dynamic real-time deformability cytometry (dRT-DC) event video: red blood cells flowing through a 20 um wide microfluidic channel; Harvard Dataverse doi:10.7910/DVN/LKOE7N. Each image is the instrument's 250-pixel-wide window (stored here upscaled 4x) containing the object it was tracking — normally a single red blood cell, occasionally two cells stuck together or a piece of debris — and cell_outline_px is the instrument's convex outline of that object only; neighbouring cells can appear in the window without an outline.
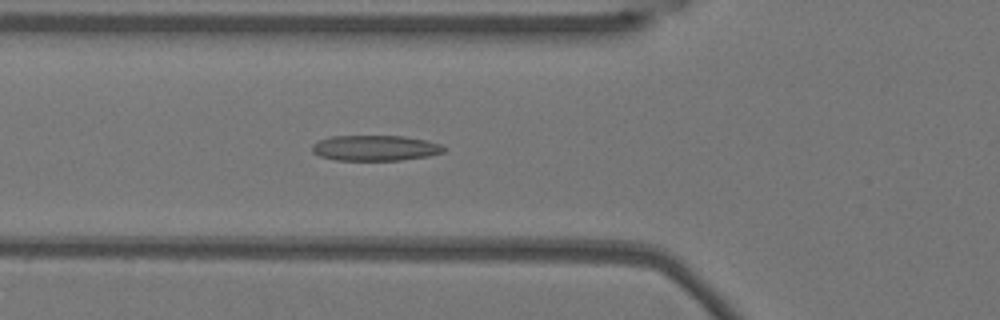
{"species": "Egyptian fruit bat (a non-hibernating species)", "species_latin": "Rousettus aegyptiacus", "temperature_condition": "warm", "stored_images_in_passage": 42, "camera_frame_rate_fps": 3000, "um_per_image_px": 0.085, "animal": {"sex": "female"}, "frame": {"image": 1, "passage_image": 8, "time_ms": 2.333, "image_size_px": [1000, 320], "cell_outline_px": [[448, 148], [444, 152], [428, 156], [400, 160], [336, 160], [320, 156], [312, 152], [312, 144], [316, 140], [332, 136], [404, 136], [428, 140], [440, 144]], "centroid_in_image_um": [31.9, 12.57], "position_along_channel_um": 93.9, "area_um2": 19.77}}
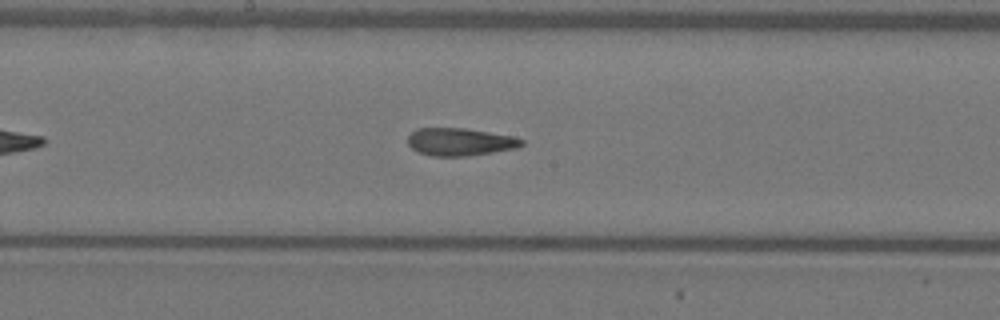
{"frame": {"image": 2, "passage_image": 17, "time_ms": 5.333, "image_size_px": [1000, 320], "cell_outline_px": [[524, 144], [516, 148], [468, 156], [432, 156], [420, 152], [412, 148], [408, 144], [408, 136], [416, 128], [464, 128], [512, 136], [524, 140]], "centroid_in_image_um": [39.09, 12.05], "position_along_channel_um": 209.1, "area_um2": 18.21}}
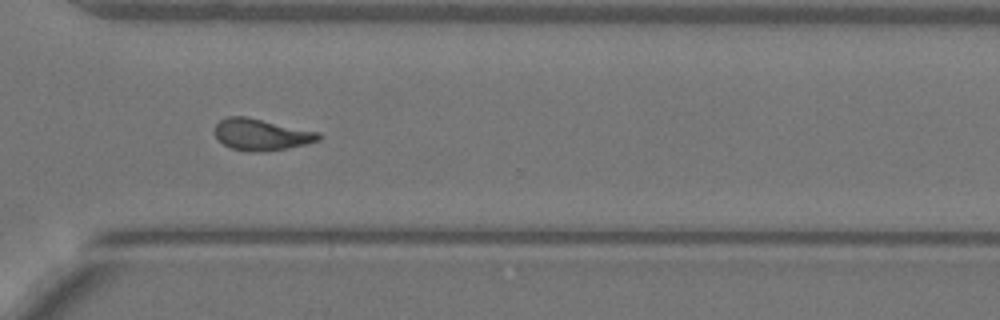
{"frame": {"image": 3, "passage_image": 28, "time_ms": 9.0, "image_size_px": [1000, 320], "cell_outline_px": [[320, 140], [288, 148], [264, 152], [248, 152], [232, 148], [224, 144], [216, 136], [216, 124], [220, 120], [228, 116], [248, 116], [320, 132]], "centroid_in_image_um": [22.23, 11.43], "position_along_channel_um": 348.4, "area_um2": 19.13}, "authors_computed_cell_mechanics": {"area_um2": 18.9006, "velocity_mm_per_s": 3.8208, "shape_relaxation_time_tau1_ms": null, "shape_relaxation_time_tau2_ms": 2.7563, "deformation_change_tau1": null, "deformation_change_tau2": 0.1137}}